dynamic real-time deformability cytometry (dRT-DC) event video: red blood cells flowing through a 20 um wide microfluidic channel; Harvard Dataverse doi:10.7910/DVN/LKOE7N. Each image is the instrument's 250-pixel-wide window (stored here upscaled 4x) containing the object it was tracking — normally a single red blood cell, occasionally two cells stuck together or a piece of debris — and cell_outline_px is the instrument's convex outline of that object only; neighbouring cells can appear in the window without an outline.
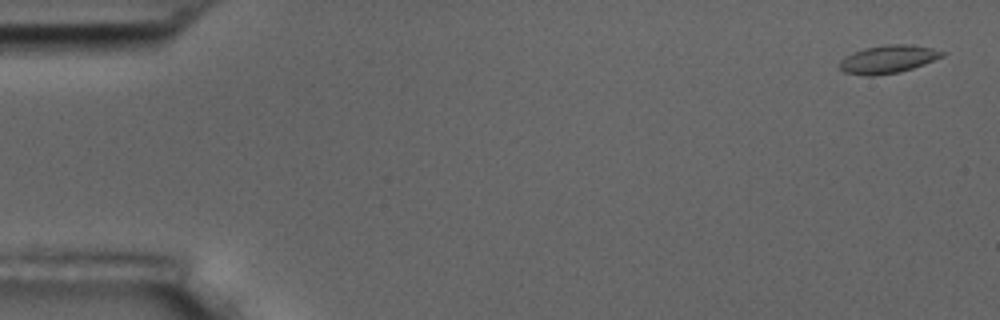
{"species": "common noctule bat (a hibernating species)", "species_latin": "Nyctalus noctula", "temperature_condition": "room temperature", "stored_images_in_passage": 6, "camera_frame_rate_fps": 3000, "um_per_image_px": 0.085, "animal": {"sex": "male", "body_mass_g": 17.5, "forearm_length_mm": 52.3}, "frame": {"image": 1, "passage_image": 1, "time_ms": 0.0, "image_size_px": [1000, 320], "cell_outline_px": [[948, 52], [944, 56], [924, 64], [900, 72], [872, 76], [864, 76], [844, 72], [840, 68], [840, 60], [844, 56], [852, 52], [864, 48], [884, 44], [912, 44], [932, 48]], "centroid_in_image_um": [75.49, 5.02], "position_along_channel_um": 9.5, "area_um2": 16.99}}
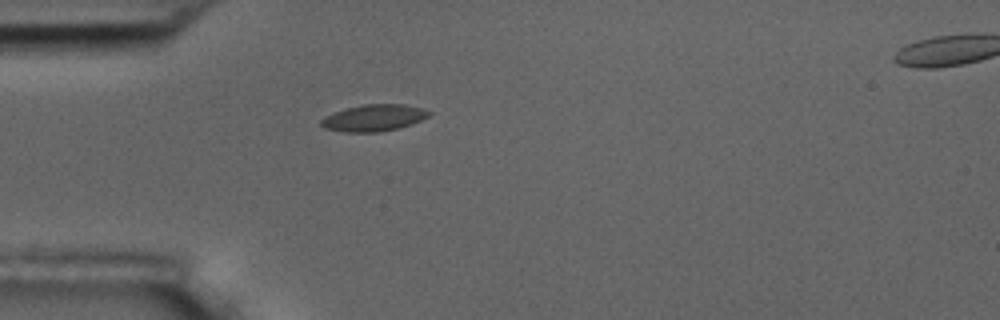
{"frame": {"image": 2, "passage_image": 5, "time_ms": 4.667, "image_size_px": [1000, 320], "cell_outline_px": [[432, 112], [428, 116], [412, 124], [400, 128], [380, 132], [344, 132], [324, 128], [320, 124], [320, 120], [332, 112], [364, 104], [404, 104], [420, 108]], "centroid_in_image_um": [31.75, 10.02], "position_along_channel_um": 53.2, "area_um2": 16.76}}